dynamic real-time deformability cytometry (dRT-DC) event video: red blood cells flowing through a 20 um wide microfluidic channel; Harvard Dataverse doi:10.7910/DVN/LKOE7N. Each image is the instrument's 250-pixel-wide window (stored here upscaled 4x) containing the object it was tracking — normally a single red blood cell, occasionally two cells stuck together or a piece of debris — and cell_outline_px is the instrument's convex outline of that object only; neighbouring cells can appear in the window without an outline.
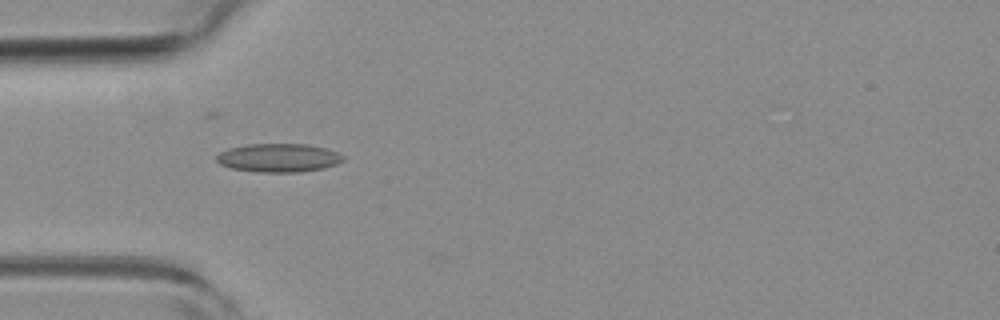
{"species": "common noctule bat (a hibernating species)", "species_latin": "Nyctalus noctula", "temperature_condition": "room temperature", "stored_images_in_passage": 6, "camera_frame_rate_fps": 3000, "um_per_image_px": 0.085, "animal": {"sex": "female", "body_mass_g": 19.3, "forearm_length_mm": 54.1}, "frame": {"image": 1, "passage_image": 5, "time_ms": 1.333, "image_size_px": [1000, 320], "cell_outline_px": [[344, 160], [336, 164], [324, 168], [300, 172], [256, 172], [232, 168], [220, 164], [216, 160], [216, 156], [220, 152], [228, 148], [248, 144], [308, 144], [324, 148], [336, 152], [344, 156]], "centroid_in_image_um": [23.67, 13.41], "position_along_channel_um": 61.3, "area_um2": 21.04}}
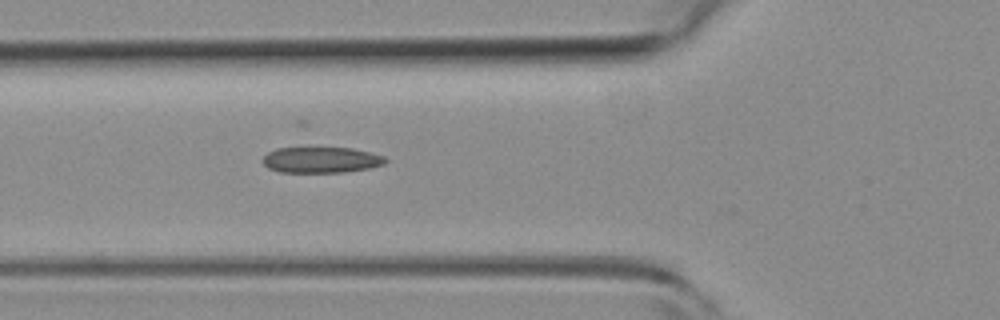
{"frame": {"image": 2, "passage_image": 6, "time_ms": 1.667, "image_size_px": [1000, 320], "cell_outline_px": [[388, 160], [384, 164], [368, 168], [344, 172], [280, 172], [268, 168], [260, 160], [268, 152], [276, 148], [352, 148], [384, 156]], "centroid_in_image_um": [27.27, 13.59], "position_along_channel_um": 98.5, "area_um2": 18.44}}